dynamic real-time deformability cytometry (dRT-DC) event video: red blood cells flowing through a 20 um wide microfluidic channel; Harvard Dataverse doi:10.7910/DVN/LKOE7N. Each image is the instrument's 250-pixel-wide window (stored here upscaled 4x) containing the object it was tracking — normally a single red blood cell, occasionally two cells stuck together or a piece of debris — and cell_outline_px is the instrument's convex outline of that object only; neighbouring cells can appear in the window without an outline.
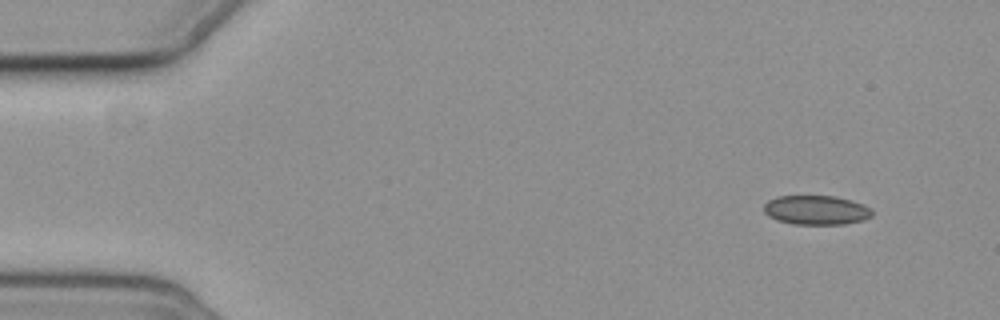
{"species": "common noctule bat (a hibernating species)", "species_latin": "Nyctalus noctula", "temperature_condition": "cold", "stored_images_in_passage": 8, "camera_frame_rate_fps": 3000, "um_per_image_px": 0.085, "animal": {"sex": "female", "body_mass_g": 19.3, "forearm_length_mm": 54.1}, "frame": {"image": 1, "passage_image": 1, "time_ms": 0.0, "image_size_px": [1000, 320], "cell_outline_px": [[872, 216], [864, 220], [844, 224], [792, 224], [776, 220], [768, 216], [764, 212], [764, 204], [768, 200], [776, 196], [836, 196], [852, 200], [872, 208]], "centroid_in_image_um": [69.37, 17.85], "position_along_channel_um": 15.6, "area_um2": 18.67}}
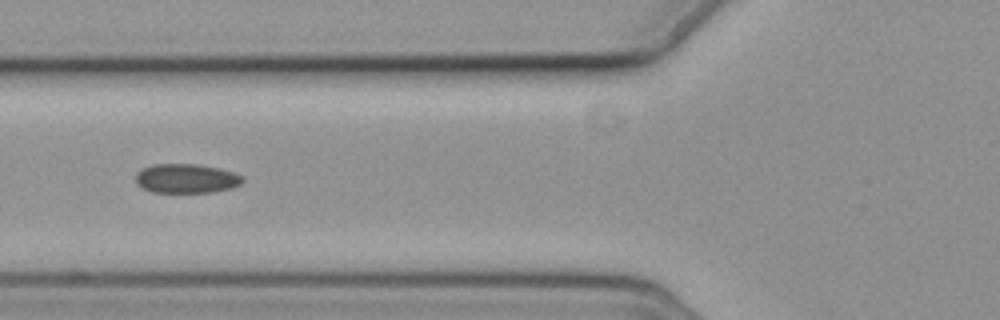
{"frame": {"image": 2, "passage_image": 5, "time_ms": 5.667, "image_size_px": [1000, 320], "cell_outline_px": [[244, 180], [240, 184], [232, 188], [212, 192], [152, 192], [136, 184], [136, 172], [140, 168], [152, 164], [196, 164], [220, 168], [244, 176]], "centroid_in_image_um": [15.82, 15.16], "position_along_channel_um": 110.0, "area_um2": 18.38}}
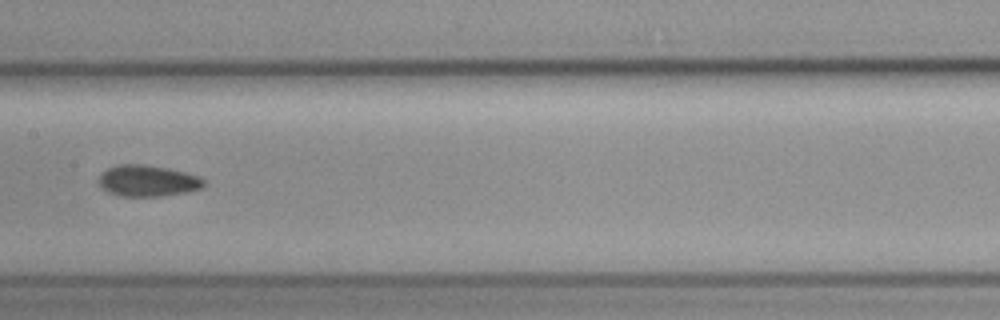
{"frame": {"image": 3, "passage_image": 7, "time_ms": 8.0, "image_size_px": [1000, 320], "cell_outline_px": [[204, 184], [200, 188], [188, 192], [160, 196], [120, 196], [108, 192], [100, 188], [100, 176], [108, 168], [120, 164], [144, 164], [168, 168], [200, 176], [204, 180]], "centroid_in_image_um": [12.56, 15.37], "position_along_channel_um": 194.8, "area_um2": 19.07}}